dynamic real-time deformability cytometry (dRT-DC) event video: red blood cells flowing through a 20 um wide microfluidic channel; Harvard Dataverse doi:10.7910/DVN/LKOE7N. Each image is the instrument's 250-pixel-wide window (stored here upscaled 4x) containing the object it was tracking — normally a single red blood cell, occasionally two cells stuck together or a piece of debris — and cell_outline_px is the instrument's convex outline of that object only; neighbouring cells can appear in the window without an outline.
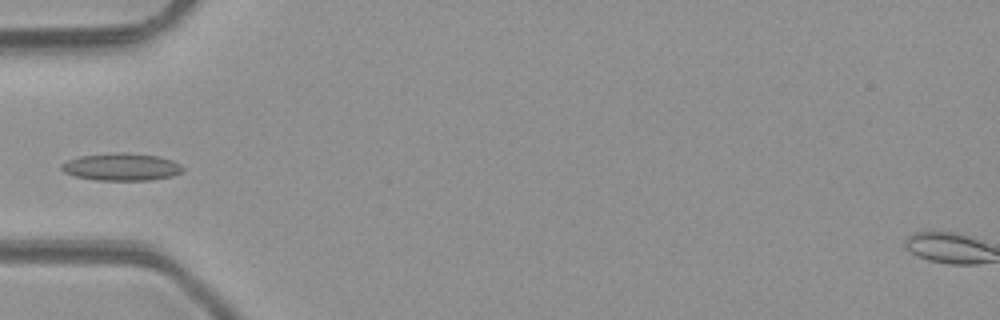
{"species": "common noctule bat (a hibernating species)", "species_latin": "Nyctalus noctula", "temperature_condition": "room temperature", "stored_images_in_passage": 5, "camera_frame_rate_fps": 3000, "um_per_image_px": 0.085, "animal": {"sex": "male", "body_mass_g": 23.1, "forearm_length_mm": 52.7}, "frame": {"image": 1, "passage_image": 5, "time_ms": 4.667, "image_size_px": [1000, 320], "cell_outline_px": [[184, 172], [172, 176], [152, 180], [96, 180], [76, 176], [64, 172], [60, 168], [60, 164], [68, 160], [80, 156], [112, 152], [124, 152], [160, 156], [172, 160], [180, 164], [184, 168]], "centroid_in_image_um": [10.35, 14.18], "position_along_channel_um": 74.7, "area_um2": 19.59}}